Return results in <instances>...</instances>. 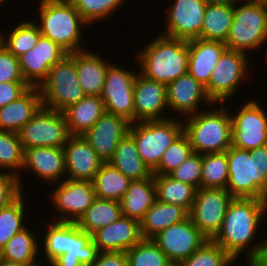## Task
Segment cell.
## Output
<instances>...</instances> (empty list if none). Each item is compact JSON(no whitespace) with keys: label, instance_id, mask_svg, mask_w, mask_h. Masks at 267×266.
Wrapping results in <instances>:
<instances>
[{"label":"cell","instance_id":"44","mask_svg":"<svg viewBox=\"0 0 267 266\" xmlns=\"http://www.w3.org/2000/svg\"><path fill=\"white\" fill-rule=\"evenodd\" d=\"M194 153L189 138L183 132L163 153L160 163L152 171L153 175H168Z\"/></svg>","mask_w":267,"mask_h":266},{"label":"cell","instance_id":"45","mask_svg":"<svg viewBox=\"0 0 267 266\" xmlns=\"http://www.w3.org/2000/svg\"><path fill=\"white\" fill-rule=\"evenodd\" d=\"M235 260L219 245L208 240L179 266H233Z\"/></svg>","mask_w":267,"mask_h":266},{"label":"cell","instance_id":"13","mask_svg":"<svg viewBox=\"0 0 267 266\" xmlns=\"http://www.w3.org/2000/svg\"><path fill=\"white\" fill-rule=\"evenodd\" d=\"M233 198L226 189L200 187L196 190L189 216L208 240H212L219 232Z\"/></svg>","mask_w":267,"mask_h":266},{"label":"cell","instance_id":"24","mask_svg":"<svg viewBox=\"0 0 267 266\" xmlns=\"http://www.w3.org/2000/svg\"><path fill=\"white\" fill-rule=\"evenodd\" d=\"M99 255L92 235L84 232L77 223L66 222L65 253L48 266H90Z\"/></svg>","mask_w":267,"mask_h":266},{"label":"cell","instance_id":"30","mask_svg":"<svg viewBox=\"0 0 267 266\" xmlns=\"http://www.w3.org/2000/svg\"><path fill=\"white\" fill-rule=\"evenodd\" d=\"M189 213L181 206L155 201L140 221L143 239H152L169 226L186 219Z\"/></svg>","mask_w":267,"mask_h":266},{"label":"cell","instance_id":"7","mask_svg":"<svg viewBox=\"0 0 267 266\" xmlns=\"http://www.w3.org/2000/svg\"><path fill=\"white\" fill-rule=\"evenodd\" d=\"M128 133L140 158L153 171L169 145L183 133V121L172 115L165 120L134 122L130 123Z\"/></svg>","mask_w":267,"mask_h":266},{"label":"cell","instance_id":"9","mask_svg":"<svg viewBox=\"0 0 267 266\" xmlns=\"http://www.w3.org/2000/svg\"><path fill=\"white\" fill-rule=\"evenodd\" d=\"M251 58L241 51L226 49L211 72L206 92L215 104H225L238 93L251 72ZM250 69V70H249ZM243 81V82H242Z\"/></svg>","mask_w":267,"mask_h":266},{"label":"cell","instance_id":"6","mask_svg":"<svg viewBox=\"0 0 267 266\" xmlns=\"http://www.w3.org/2000/svg\"><path fill=\"white\" fill-rule=\"evenodd\" d=\"M267 42V0H243L234 5L227 49L248 54ZM248 52V53H247Z\"/></svg>","mask_w":267,"mask_h":266},{"label":"cell","instance_id":"42","mask_svg":"<svg viewBox=\"0 0 267 266\" xmlns=\"http://www.w3.org/2000/svg\"><path fill=\"white\" fill-rule=\"evenodd\" d=\"M83 20L90 26L107 19L123 7L126 0H70Z\"/></svg>","mask_w":267,"mask_h":266},{"label":"cell","instance_id":"35","mask_svg":"<svg viewBox=\"0 0 267 266\" xmlns=\"http://www.w3.org/2000/svg\"><path fill=\"white\" fill-rule=\"evenodd\" d=\"M122 216L121 204L115 200L96 198L93 204L79 219L77 225L92 235L97 230L107 227Z\"/></svg>","mask_w":267,"mask_h":266},{"label":"cell","instance_id":"36","mask_svg":"<svg viewBox=\"0 0 267 266\" xmlns=\"http://www.w3.org/2000/svg\"><path fill=\"white\" fill-rule=\"evenodd\" d=\"M92 182L96 198L120 202L131 180L110 163H103Z\"/></svg>","mask_w":267,"mask_h":266},{"label":"cell","instance_id":"43","mask_svg":"<svg viewBox=\"0 0 267 266\" xmlns=\"http://www.w3.org/2000/svg\"><path fill=\"white\" fill-rule=\"evenodd\" d=\"M128 266H172L167 256L151 240L142 239L127 252Z\"/></svg>","mask_w":267,"mask_h":266},{"label":"cell","instance_id":"51","mask_svg":"<svg viewBox=\"0 0 267 266\" xmlns=\"http://www.w3.org/2000/svg\"><path fill=\"white\" fill-rule=\"evenodd\" d=\"M263 243L260 246L255 257L249 262L251 266H267V238L262 240Z\"/></svg>","mask_w":267,"mask_h":266},{"label":"cell","instance_id":"39","mask_svg":"<svg viewBox=\"0 0 267 266\" xmlns=\"http://www.w3.org/2000/svg\"><path fill=\"white\" fill-rule=\"evenodd\" d=\"M22 192L14 201L0 209V251L18 232L27 227L24 221L27 211L26 197ZM25 197V198H24Z\"/></svg>","mask_w":267,"mask_h":266},{"label":"cell","instance_id":"29","mask_svg":"<svg viewBox=\"0 0 267 266\" xmlns=\"http://www.w3.org/2000/svg\"><path fill=\"white\" fill-rule=\"evenodd\" d=\"M155 201L156 189L153 174L143 180L131 181L120 201L122 215L140 222Z\"/></svg>","mask_w":267,"mask_h":266},{"label":"cell","instance_id":"38","mask_svg":"<svg viewBox=\"0 0 267 266\" xmlns=\"http://www.w3.org/2000/svg\"><path fill=\"white\" fill-rule=\"evenodd\" d=\"M23 164L24 150L18 133L0 130V171L16 175L22 192L24 187V183L22 185L23 173L21 172Z\"/></svg>","mask_w":267,"mask_h":266},{"label":"cell","instance_id":"18","mask_svg":"<svg viewBox=\"0 0 267 266\" xmlns=\"http://www.w3.org/2000/svg\"><path fill=\"white\" fill-rule=\"evenodd\" d=\"M168 110L175 111L185 118L205 109H199L201 104L205 108L213 106L214 103L209 98L206 88L192 75L186 73L166 86ZM208 106V107H207Z\"/></svg>","mask_w":267,"mask_h":266},{"label":"cell","instance_id":"14","mask_svg":"<svg viewBox=\"0 0 267 266\" xmlns=\"http://www.w3.org/2000/svg\"><path fill=\"white\" fill-rule=\"evenodd\" d=\"M232 118V146L251 150L267 144V113L261 101L249 100L242 104Z\"/></svg>","mask_w":267,"mask_h":266},{"label":"cell","instance_id":"46","mask_svg":"<svg viewBox=\"0 0 267 266\" xmlns=\"http://www.w3.org/2000/svg\"><path fill=\"white\" fill-rule=\"evenodd\" d=\"M201 170L202 154L194 152L168 175L175 180L193 186L197 190L200 188Z\"/></svg>","mask_w":267,"mask_h":266},{"label":"cell","instance_id":"11","mask_svg":"<svg viewBox=\"0 0 267 266\" xmlns=\"http://www.w3.org/2000/svg\"><path fill=\"white\" fill-rule=\"evenodd\" d=\"M57 184V185H56ZM48 200L58 212L55 221L77 223L96 199L93 182L90 180L64 179L52 184Z\"/></svg>","mask_w":267,"mask_h":266},{"label":"cell","instance_id":"40","mask_svg":"<svg viewBox=\"0 0 267 266\" xmlns=\"http://www.w3.org/2000/svg\"><path fill=\"white\" fill-rule=\"evenodd\" d=\"M228 179L227 151L202 154L200 187L226 189Z\"/></svg>","mask_w":267,"mask_h":266},{"label":"cell","instance_id":"37","mask_svg":"<svg viewBox=\"0 0 267 266\" xmlns=\"http://www.w3.org/2000/svg\"><path fill=\"white\" fill-rule=\"evenodd\" d=\"M7 32L0 31V43L15 57L19 58L36 45L41 36L35 20H25Z\"/></svg>","mask_w":267,"mask_h":266},{"label":"cell","instance_id":"5","mask_svg":"<svg viewBox=\"0 0 267 266\" xmlns=\"http://www.w3.org/2000/svg\"><path fill=\"white\" fill-rule=\"evenodd\" d=\"M224 105L218 104L219 109L215 103V108L210 106V110L185 117L183 132L189 138L194 152L221 153L232 146V118Z\"/></svg>","mask_w":267,"mask_h":266},{"label":"cell","instance_id":"10","mask_svg":"<svg viewBox=\"0 0 267 266\" xmlns=\"http://www.w3.org/2000/svg\"><path fill=\"white\" fill-rule=\"evenodd\" d=\"M22 148H64L70 134L63 112L41 107L18 132Z\"/></svg>","mask_w":267,"mask_h":266},{"label":"cell","instance_id":"48","mask_svg":"<svg viewBox=\"0 0 267 266\" xmlns=\"http://www.w3.org/2000/svg\"><path fill=\"white\" fill-rule=\"evenodd\" d=\"M21 193L18 177L7 171H0V209L9 205Z\"/></svg>","mask_w":267,"mask_h":266},{"label":"cell","instance_id":"15","mask_svg":"<svg viewBox=\"0 0 267 266\" xmlns=\"http://www.w3.org/2000/svg\"><path fill=\"white\" fill-rule=\"evenodd\" d=\"M173 265L189 258L208 239L193 224L188 216L183 221L169 226L151 239Z\"/></svg>","mask_w":267,"mask_h":266},{"label":"cell","instance_id":"34","mask_svg":"<svg viewBox=\"0 0 267 266\" xmlns=\"http://www.w3.org/2000/svg\"><path fill=\"white\" fill-rule=\"evenodd\" d=\"M156 189V200L183 207L188 213L194 203L196 189L169 175H153Z\"/></svg>","mask_w":267,"mask_h":266},{"label":"cell","instance_id":"4","mask_svg":"<svg viewBox=\"0 0 267 266\" xmlns=\"http://www.w3.org/2000/svg\"><path fill=\"white\" fill-rule=\"evenodd\" d=\"M38 7L36 24L42 36L54 41L68 54L87 49L81 44L84 42L83 29L88 24L70 0H40Z\"/></svg>","mask_w":267,"mask_h":266},{"label":"cell","instance_id":"16","mask_svg":"<svg viewBox=\"0 0 267 266\" xmlns=\"http://www.w3.org/2000/svg\"><path fill=\"white\" fill-rule=\"evenodd\" d=\"M165 15V30L168 37L186 41L199 37L206 11L204 0H173Z\"/></svg>","mask_w":267,"mask_h":266},{"label":"cell","instance_id":"54","mask_svg":"<svg viewBox=\"0 0 267 266\" xmlns=\"http://www.w3.org/2000/svg\"><path fill=\"white\" fill-rule=\"evenodd\" d=\"M4 2H6V3H7V0H0V7H2L1 5H3V4H4Z\"/></svg>","mask_w":267,"mask_h":266},{"label":"cell","instance_id":"2","mask_svg":"<svg viewBox=\"0 0 267 266\" xmlns=\"http://www.w3.org/2000/svg\"><path fill=\"white\" fill-rule=\"evenodd\" d=\"M140 73L145 77L168 85L188 73V41L159 33L135 55Z\"/></svg>","mask_w":267,"mask_h":266},{"label":"cell","instance_id":"41","mask_svg":"<svg viewBox=\"0 0 267 266\" xmlns=\"http://www.w3.org/2000/svg\"><path fill=\"white\" fill-rule=\"evenodd\" d=\"M44 221L43 223H45V225L47 224L46 226H44L45 228L47 227V229L45 230L47 232L43 234V238L40 236V243L43 241V245L40 246L41 248H43L40 250V252H42L41 256L43 257H40V259H43L41 262L42 265H49L59 255L65 253L66 222L54 221L52 223H48L46 220Z\"/></svg>","mask_w":267,"mask_h":266},{"label":"cell","instance_id":"19","mask_svg":"<svg viewBox=\"0 0 267 266\" xmlns=\"http://www.w3.org/2000/svg\"><path fill=\"white\" fill-rule=\"evenodd\" d=\"M130 122L121 116L104 112L83 137L103 163H109L120 140L128 133Z\"/></svg>","mask_w":267,"mask_h":266},{"label":"cell","instance_id":"8","mask_svg":"<svg viewBox=\"0 0 267 266\" xmlns=\"http://www.w3.org/2000/svg\"><path fill=\"white\" fill-rule=\"evenodd\" d=\"M43 107L63 112L86 95L78 81L75 52L67 54L50 68L38 87Z\"/></svg>","mask_w":267,"mask_h":266},{"label":"cell","instance_id":"52","mask_svg":"<svg viewBox=\"0 0 267 266\" xmlns=\"http://www.w3.org/2000/svg\"><path fill=\"white\" fill-rule=\"evenodd\" d=\"M206 4H226V5H231L234 6L240 1L243 0H204Z\"/></svg>","mask_w":267,"mask_h":266},{"label":"cell","instance_id":"25","mask_svg":"<svg viewBox=\"0 0 267 266\" xmlns=\"http://www.w3.org/2000/svg\"><path fill=\"white\" fill-rule=\"evenodd\" d=\"M188 47V73L206 87L212 70L227 46L225 42L196 38L188 41Z\"/></svg>","mask_w":267,"mask_h":266},{"label":"cell","instance_id":"26","mask_svg":"<svg viewBox=\"0 0 267 266\" xmlns=\"http://www.w3.org/2000/svg\"><path fill=\"white\" fill-rule=\"evenodd\" d=\"M42 106L38 87H30L18 99L0 107V130L18 133Z\"/></svg>","mask_w":267,"mask_h":266},{"label":"cell","instance_id":"3","mask_svg":"<svg viewBox=\"0 0 267 266\" xmlns=\"http://www.w3.org/2000/svg\"><path fill=\"white\" fill-rule=\"evenodd\" d=\"M229 179L226 190L234 198L267 200V144L251 150H227Z\"/></svg>","mask_w":267,"mask_h":266},{"label":"cell","instance_id":"49","mask_svg":"<svg viewBox=\"0 0 267 266\" xmlns=\"http://www.w3.org/2000/svg\"><path fill=\"white\" fill-rule=\"evenodd\" d=\"M29 88L26 82H0V107L18 99Z\"/></svg>","mask_w":267,"mask_h":266},{"label":"cell","instance_id":"32","mask_svg":"<svg viewBox=\"0 0 267 266\" xmlns=\"http://www.w3.org/2000/svg\"><path fill=\"white\" fill-rule=\"evenodd\" d=\"M34 233L36 231L26 227L15 234L0 251V258L27 265H42L41 260H38V255L41 254L40 235L38 237Z\"/></svg>","mask_w":267,"mask_h":266},{"label":"cell","instance_id":"50","mask_svg":"<svg viewBox=\"0 0 267 266\" xmlns=\"http://www.w3.org/2000/svg\"><path fill=\"white\" fill-rule=\"evenodd\" d=\"M90 266H128L126 252H99L96 261Z\"/></svg>","mask_w":267,"mask_h":266},{"label":"cell","instance_id":"20","mask_svg":"<svg viewBox=\"0 0 267 266\" xmlns=\"http://www.w3.org/2000/svg\"><path fill=\"white\" fill-rule=\"evenodd\" d=\"M135 122L165 120L168 109L166 85L149 79L140 72L133 87Z\"/></svg>","mask_w":267,"mask_h":266},{"label":"cell","instance_id":"12","mask_svg":"<svg viewBox=\"0 0 267 266\" xmlns=\"http://www.w3.org/2000/svg\"><path fill=\"white\" fill-rule=\"evenodd\" d=\"M137 72L111 63L108 66L104 87L100 95L105 111L135 122L133 87Z\"/></svg>","mask_w":267,"mask_h":266},{"label":"cell","instance_id":"1","mask_svg":"<svg viewBox=\"0 0 267 266\" xmlns=\"http://www.w3.org/2000/svg\"><path fill=\"white\" fill-rule=\"evenodd\" d=\"M267 213V200L258 198H233L225 213L222 226L212 239L235 261L244 254L248 264L257 254L263 241L254 243L257 230ZM256 236V237H255Z\"/></svg>","mask_w":267,"mask_h":266},{"label":"cell","instance_id":"22","mask_svg":"<svg viewBox=\"0 0 267 266\" xmlns=\"http://www.w3.org/2000/svg\"><path fill=\"white\" fill-rule=\"evenodd\" d=\"M64 152L66 179L92 181L103 164L83 135H70Z\"/></svg>","mask_w":267,"mask_h":266},{"label":"cell","instance_id":"21","mask_svg":"<svg viewBox=\"0 0 267 266\" xmlns=\"http://www.w3.org/2000/svg\"><path fill=\"white\" fill-rule=\"evenodd\" d=\"M29 171L48 186L66 179L64 148L33 147L24 151L22 172ZM49 182V183H48Z\"/></svg>","mask_w":267,"mask_h":266},{"label":"cell","instance_id":"27","mask_svg":"<svg viewBox=\"0 0 267 266\" xmlns=\"http://www.w3.org/2000/svg\"><path fill=\"white\" fill-rule=\"evenodd\" d=\"M91 51L85 49L75 52V66L84 94L100 96L108 66L112 62Z\"/></svg>","mask_w":267,"mask_h":266},{"label":"cell","instance_id":"28","mask_svg":"<svg viewBox=\"0 0 267 266\" xmlns=\"http://www.w3.org/2000/svg\"><path fill=\"white\" fill-rule=\"evenodd\" d=\"M104 112L105 104L100 96L86 95L63 111L69 134H85Z\"/></svg>","mask_w":267,"mask_h":266},{"label":"cell","instance_id":"23","mask_svg":"<svg viewBox=\"0 0 267 266\" xmlns=\"http://www.w3.org/2000/svg\"><path fill=\"white\" fill-rule=\"evenodd\" d=\"M142 239L140 222L123 215L92 234L99 252H127Z\"/></svg>","mask_w":267,"mask_h":266},{"label":"cell","instance_id":"31","mask_svg":"<svg viewBox=\"0 0 267 266\" xmlns=\"http://www.w3.org/2000/svg\"><path fill=\"white\" fill-rule=\"evenodd\" d=\"M109 163L131 181L143 180L152 175L150 168L140 158L136 143L129 133L120 140Z\"/></svg>","mask_w":267,"mask_h":266},{"label":"cell","instance_id":"17","mask_svg":"<svg viewBox=\"0 0 267 266\" xmlns=\"http://www.w3.org/2000/svg\"><path fill=\"white\" fill-rule=\"evenodd\" d=\"M68 53L54 41L40 36L32 50L19 57L20 69L30 87H39L46 79L51 67Z\"/></svg>","mask_w":267,"mask_h":266},{"label":"cell","instance_id":"47","mask_svg":"<svg viewBox=\"0 0 267 266\" xmlns=\"http://www.w3.org/2000/svg\"><path fill=\"white\" fill-rule=\"evenodd\" d=\"M0 82H25L21 73L19 58L11 54L1 43Z\"/></svg>","mask_w":267,"mask_h":266},{"label":"cell","instance_id":"53","mask_svg":"<svg viewBox=\"0 0 267 266\" xmlns=\"http://www.w3.org/2000/svg\"><path fill=\"white\" fill-rule=\"evenodd\" d=\"M0 266H41V265L21 264V263L11 262V261L0 258Z\"/></svg>","mask_w":267,"mask_h":266},{"label":"cell","instance_id":"33","mask_svg":"<svg viewBox=\"0 0 267 266\" xmlns=\"http://www.w3.org/2000/svg\"><path fill=\"white\" fill-rule=\"evenodd\" d=\"M234 17V6L207 4L199 39L226 42Z\"/></svg>","mask_w":267,"mask_h":266}]
</instances>
